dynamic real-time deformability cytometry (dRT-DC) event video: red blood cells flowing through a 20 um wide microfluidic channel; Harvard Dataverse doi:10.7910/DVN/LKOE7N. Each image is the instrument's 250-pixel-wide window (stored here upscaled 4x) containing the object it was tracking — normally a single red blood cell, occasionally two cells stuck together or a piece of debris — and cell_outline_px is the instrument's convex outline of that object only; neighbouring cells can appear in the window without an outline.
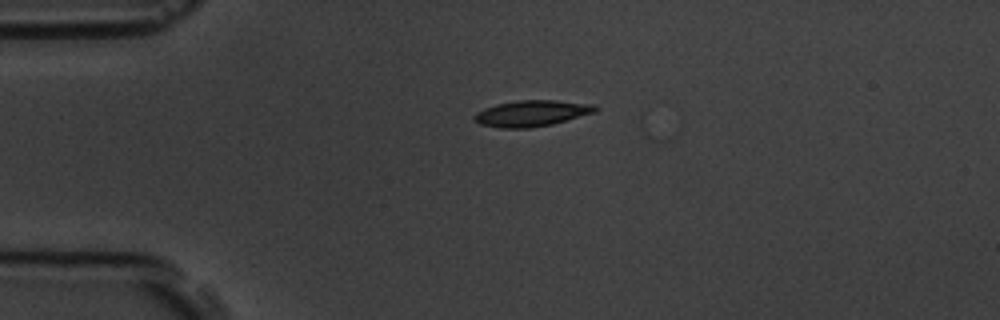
{"species": "common noctule bat (a hibernating species)", "species_latin": "Nyctalus noctula", "temperature_condition": "room temperature", "stored_images_in_passage": 2, "camera_frame_rate_fps": 3000, "um_per_image_px": 0.085, "animal": {"sex": "male", "body_mass_g": 19.5, "forearm_length_mm": 54.6}, "frame": {"image": 1, "passage_image": 1, "time_ms": 0.0, "image_size_px": [1000, 320], "cell_outline_px": [[600, 108], [596, 112], [552, 124], [528, 128], [504, 128], [480, 124], [472, 116], [476, 112], [484, 108], [496, 104], [516, 100], [556, 100], [596, 104]], "centroid_in_image_um": [45.23, 9.62], "position_along_channel_um": 39.8, "area_um2": 18.5}}